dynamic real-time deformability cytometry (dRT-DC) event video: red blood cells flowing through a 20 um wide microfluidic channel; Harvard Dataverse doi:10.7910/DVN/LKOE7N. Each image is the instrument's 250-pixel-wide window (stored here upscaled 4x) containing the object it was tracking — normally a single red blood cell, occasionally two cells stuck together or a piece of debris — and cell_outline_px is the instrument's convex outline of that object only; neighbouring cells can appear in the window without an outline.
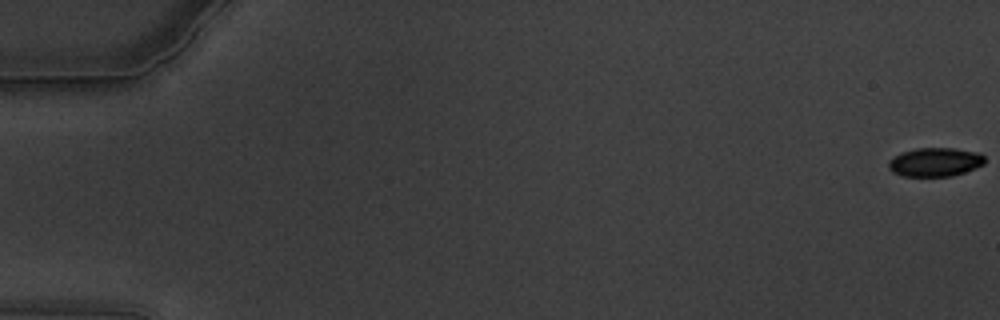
{"species": "common noctule bat (a hibernating species)", "species_latin": "Nyctalus noctula", "temperature_condition": "warm", "stored_images_in_passage": 62, "camera_frame_rate_fps": 3000, "um_per_image_px": 0.085, "animal": {"sex": "male", "body_mass_g": 19.5, "forearm_length_mm": 54.6}, "frame": {"image": 1, "passage_image": 1, "time_ms": 0.0, "image_size_px": [1000, 320], "cell_outline_px": [[984, 164], [976, 168], [952, 176], [900, 176], [892, 172], [888, 168], [888, 160], [900, 152], [916, 148], [952, 148], [980, 152], [984, 156]], "centroid_in_image_um": [79.46, 13.77], "position_along_channel_um": 5.5, "area_um2": 16.36}}
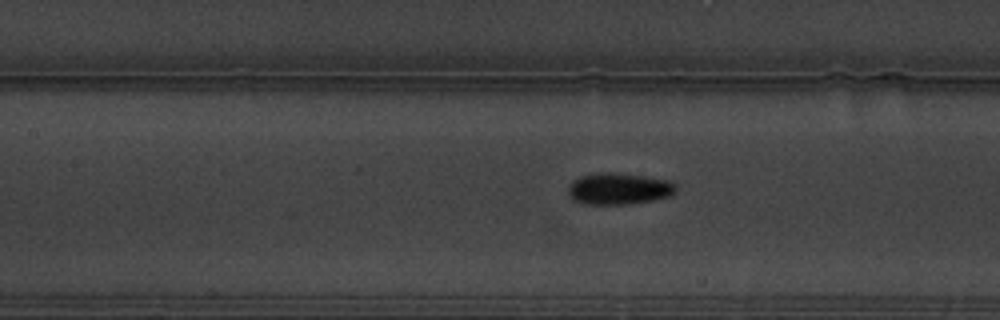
{"frame": {"image": 2, "passage_image": 29, "time_ms": 9.333, "image_size_px": [1000, 320], "cell_outline_px": [[676, 192], [672, 196], [652, 200], [628, 204], [584, 204], [572, 200], [568, 196], [568, 188], [572, 180], [580, 176], [604, 172], [612, 172], [644, 176], [668, 180], [676, 184]], "centroid_in_image_um": [52.59, 16.04], "position_along_channel_um": 154.8, "area_um2": 20.0}}
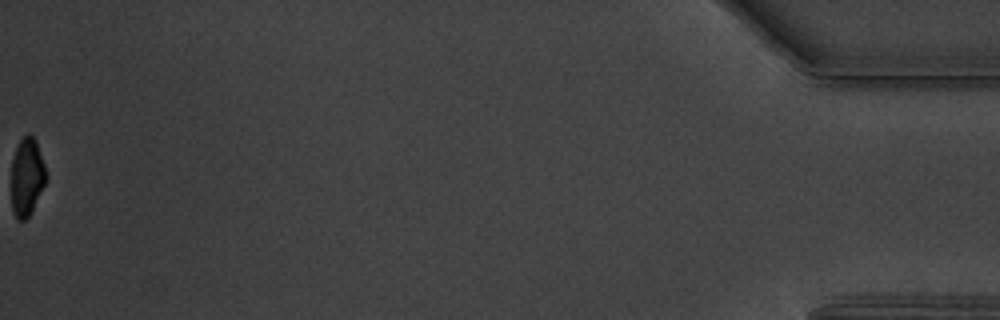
{"frame": {"image": 3, "passage_image": 62, "time_ms": 20.333, "image_size_px": [1000, 320], "cell_outline_px": [[44, 184], [28, 216], [24, 220], [16, 220], [12, 212], [12, 160], [16, 148], [20, 140], [28, 132], [36, 140], [44, 164]], "centroid_in_image_um": [2.25, 15.02], "position_along_channel_um": 433.0, "area_um2": 15.26}, "authors_computed_cell_mechanics": {"area_um2": 18.207, "velocity_mm_per_s": 3.4078, "shape_relaxation_time_tau1_ms": 4.9082, "shape_relaxation_time_tau2_ms": 2.949, "deformation_change_tau1": 0.1384, "deformation_change_tau2": 0.0569}}